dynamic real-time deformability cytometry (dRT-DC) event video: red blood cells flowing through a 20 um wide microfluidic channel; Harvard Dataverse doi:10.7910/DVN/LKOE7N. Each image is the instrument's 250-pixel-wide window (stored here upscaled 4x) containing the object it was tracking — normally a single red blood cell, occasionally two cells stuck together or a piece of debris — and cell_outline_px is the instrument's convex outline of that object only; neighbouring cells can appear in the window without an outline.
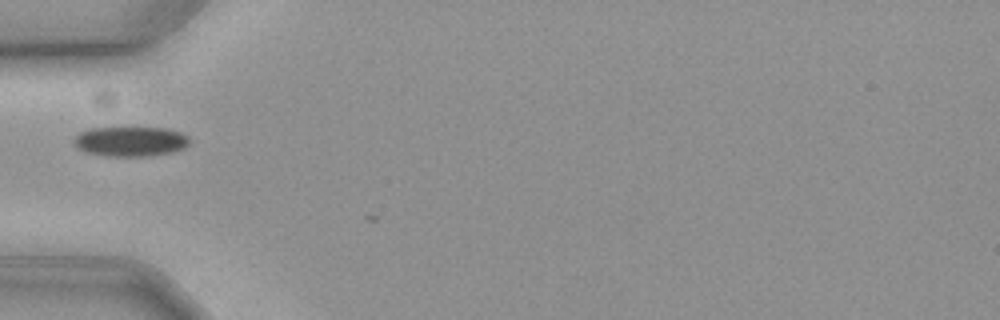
{"species": "common noctule bat (a hibernating species)", "species_latin": "Nyctalus noctula", "temperature_condition": "cold", "stored_images_in_passage": 6, "camera_frame_rate_fps": 3000, "um_per_image_px": 0.085, "animal": {"sex": "female", "body_mass_g": 19.3, "forearm_length_mm": 54.1}, "frame": {"image": 1, "passage_image": 2, "time_ms": 0.333, "image_size_px": [1000, 320], "cell_outline_px": [[188, 144], [184, 148], [172, 152], [152, 156], [108, 156], [84, 152], [76, 148], [72, 144], [72, 140], [80, 132], [88, 128], [168, 128], [180, 132], [188, 136]], "centroid_in_image_um": [11.05, 12.02], "position_along_channel_um": 74.0, "area_um2": 20.29}}